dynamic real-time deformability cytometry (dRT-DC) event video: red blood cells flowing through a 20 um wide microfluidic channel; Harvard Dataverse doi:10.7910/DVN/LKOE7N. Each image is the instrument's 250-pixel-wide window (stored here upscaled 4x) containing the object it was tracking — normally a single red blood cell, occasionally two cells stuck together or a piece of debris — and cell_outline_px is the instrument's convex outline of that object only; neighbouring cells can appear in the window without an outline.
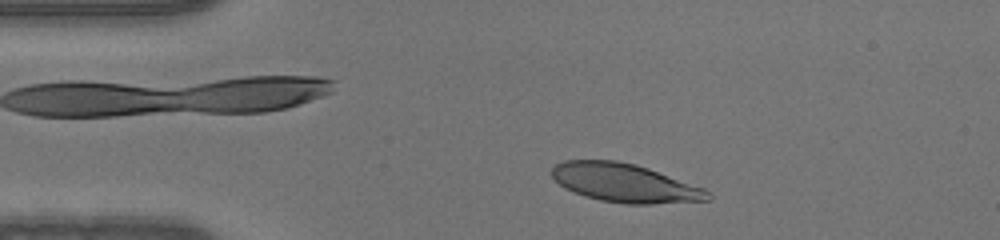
{"species": "human", "species_latin": "Homo sapiens", "temperature_condition": "warm", "stored_images_in_passage": 38, "camera_frame_rate_fps": 3000, "um_per_image_px": 0.085, "donor": {"sex": "male"}, "frame": {"image": 1, "passage_image": 4, "time_ms": 1.0, "image_size_px": [1000, 240], "cell_outline_px": [[712, 200], [652, 204], [628, 204], [600, 200], [584, 196], [560, 184], [552, 176], [552, 168], [556, 164], [564, 160], [616, 160], [636, 164], [648, 168], [704, 188], [712, 196]], "centroid_in_image_um": [53.13, 15.55], "position_along_channel_um": 31.9, "area_um2": 34.85}}
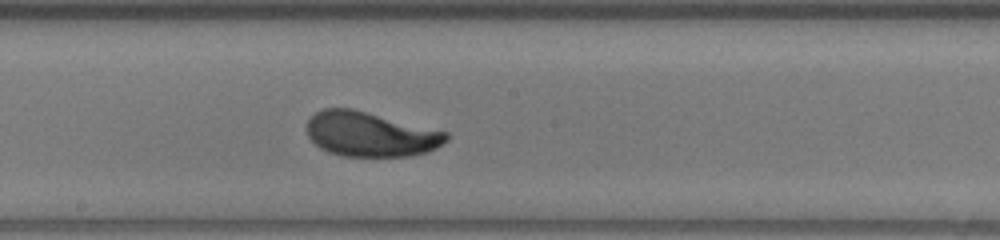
{"frame": {"image": 2, "passage_image": 21, "time_ms": 6.667, "image_size_px": [1000, 240], "cell_outline_px": [[448, 140], [436, 148], [428, 152], [408, 156], [344, 156], [328, 152], [320, 148], [308, 136], [308, 120], [316, 112], [324, 108], [352, 108], [448, 132]], "centroid_in_image_um": [31.5, 11.41], "position_along_channel_um": 216.7, "area_um2": 36.18}}
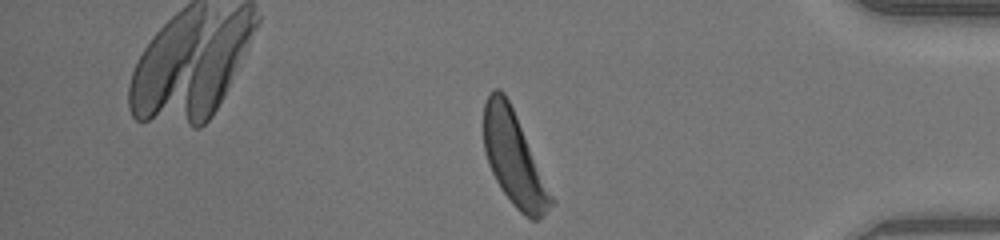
{"frame": {"image": 3, "passage_image": 36, "time_ms": 11.667, "image_size_px": [1000, 240], "cell_outline_px": [[556, 200], [536, 220], [532, 220], [524, 216], [512, 204], [500, 188], [488, 164], [484, 152], [484, 104], [492, 88], [500, 88], [504, 92], [516, 116]], "centroid_in_image_um": [43.68, 13.48], "position_along_channel_um": 391.5, "area_um2": 36.41}}